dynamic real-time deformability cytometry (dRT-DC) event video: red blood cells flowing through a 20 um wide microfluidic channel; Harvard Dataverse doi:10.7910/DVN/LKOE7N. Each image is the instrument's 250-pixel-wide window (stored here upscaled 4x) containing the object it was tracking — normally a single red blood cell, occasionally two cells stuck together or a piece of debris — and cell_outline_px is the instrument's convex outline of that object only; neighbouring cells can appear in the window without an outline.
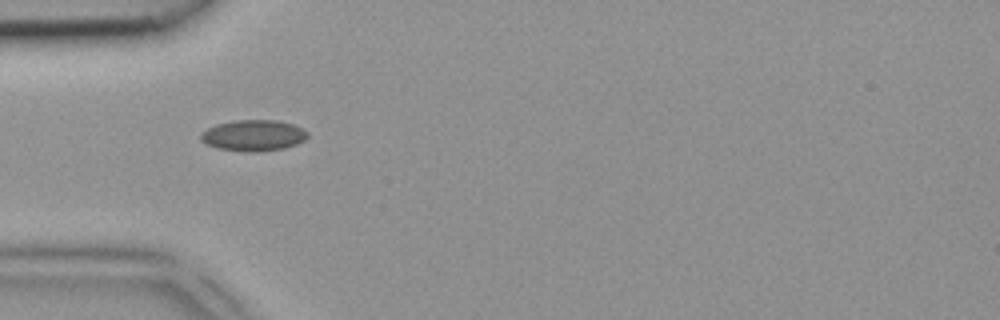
{"species": "common noctule bat (a hibernating species)", "species_latin": "Nyctalus noctula", "temperature_condition": "room temperature", "stored_images_in_passage": 4, "camera_frame_rate_fps": 3000, "um_per_image_px": 0.085, "animal": {"sex": "female", "body_mass_g": 18.4}, "frame": {"image": 1, "passage_image": 4, "time_ms": 1.0, "image_size_px": [1000, 320], "cell_outline_px": [[308, 136], [304, 140], [296, 144], [284, 148], [256, 152], [248, 152], [216, 148], [200, 140], [200, 132], [216, 124], [236, 120], [276, 120], [292, 124], [304, 128], [308, 132]], "centroid_in_image_um": [21.54, 11.51], "position_along_channel_um": 63.5, "area_um2": 19.42}}